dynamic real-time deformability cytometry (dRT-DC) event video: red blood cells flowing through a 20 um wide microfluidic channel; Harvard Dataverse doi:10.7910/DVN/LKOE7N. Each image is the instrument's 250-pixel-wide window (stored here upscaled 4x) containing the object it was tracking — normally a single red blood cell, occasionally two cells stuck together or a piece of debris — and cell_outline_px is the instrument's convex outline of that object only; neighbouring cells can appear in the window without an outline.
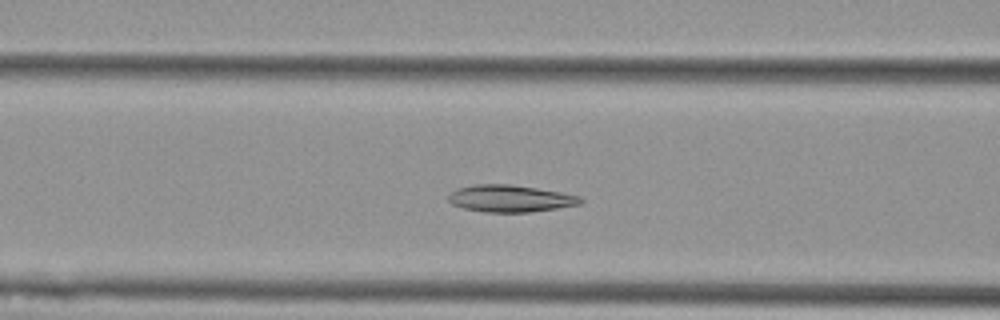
{"species": "Egyptian fruit bat (a non-hibernating species)", "species_latin": "Rousettus aegyptiacus", "temperature_condition": "cold", "stored_images_in_passage": 48, "camera_frame_rate_fps": 3000, "um_per_image_px": 0.085, "animal": {"sex": "female"}, "frame": {"image": 1, "passage_image": 15, "time_ms": 4.667, "image_size_px": [1000, 320], "cell_outline_px": [[584, 200], [580, 204], [556, 208], [528, 212], [484, 212], [464, 208], [452, 204], [448, 200], [448, 196], [456, 188], [472, 184], [508, 184], [536, 188], [560, 192], [580, 196]], "centroid_in_image_um": [43.34, 16.87], "position_along_channel_um": 123.3, "area_um2": 20.69}}
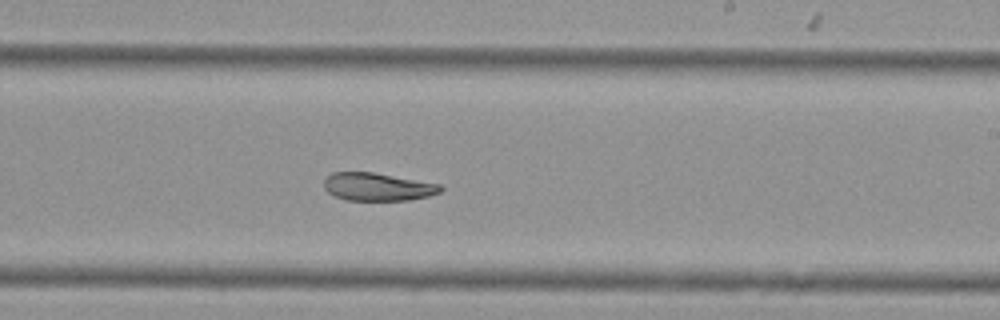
{"frame": {"image": 2, "passage_image": 26, "time_ms": 8.333, "image_size_px": [1000, 320], "cell_outline_px": [[444, 188], [440, 192], [428, 196], [408, 200], [344, 200], [328, 192], [324, 188], [324, 180], [332, 172], [372, 172], [440, 184]], "centroid_in_image_um": [32.09, 15.88], "position_along_channel_um": 256.9, "area_um2": 18.84}}
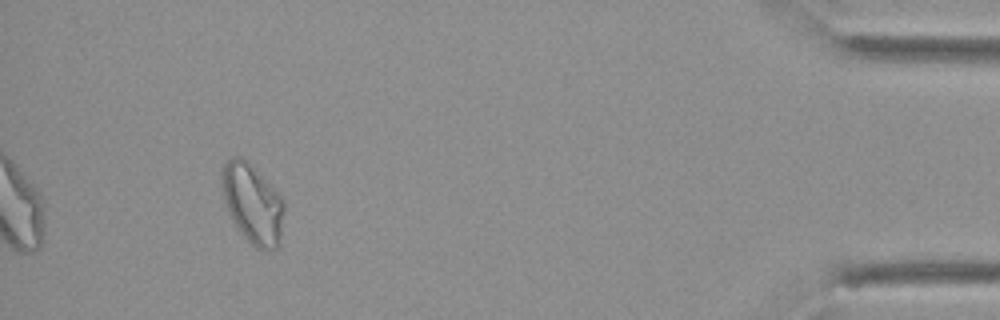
{"frame": {"image": 3, "passage_image": 44, "time_ms": 14.333, "image_size_px": [1000, 320], "cell_outline_px": [[284, 208], [280, 244], [276, 248], [264, 252], [256, 248], [244, 236], [228, 212], [224, 200], [220, 184], [220, 168], [224, 160], [232, 156], [240, 156], [248, 160], [284, 200]], "centroid_in_image_um": [21.44, 17.27], "position_along_channel_um": 413.8, "area_um2": 29.3}, "authors_computed_cell_mechanics": {"area_um2": 22.1085, "velocity_mm_per_s": 3.6589, "shape_relaxation_time_tau1_ms": 7.9792, "shape_relaxation_time_tau2_ms": 7.6633, "deformation_change_tau1": 0.194, "deformation_change_tau2": 0.1181}}